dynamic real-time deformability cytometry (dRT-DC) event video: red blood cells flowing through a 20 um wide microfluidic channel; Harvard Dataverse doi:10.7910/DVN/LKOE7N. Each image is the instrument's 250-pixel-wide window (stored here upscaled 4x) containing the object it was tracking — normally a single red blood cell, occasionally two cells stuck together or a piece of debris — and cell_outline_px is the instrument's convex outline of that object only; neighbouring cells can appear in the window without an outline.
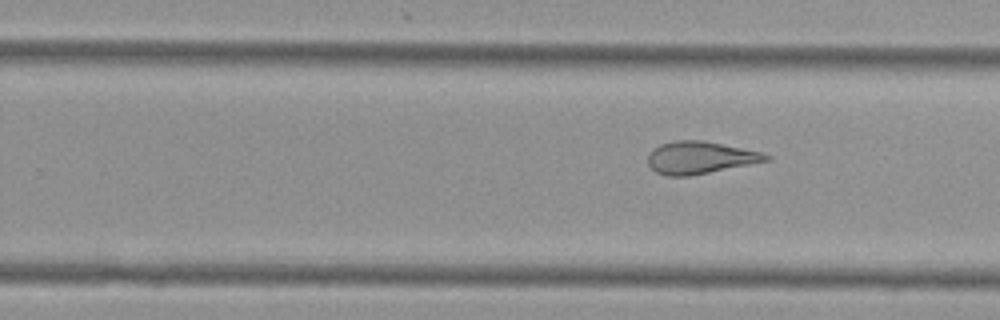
{"species": "Egyptian fruit bat (a non-hibernating species)", "species_latin": "Rousettus aegyptiacus", "temperature_condition": "cold", "stored_images_in_passage": 9, "segment_of_instrument_passage": [2, 2], "camera_frame_rate_fps": 3000, "um_per_image_px": 0.085, "animal": {"sex": "female"}, "frame": {"image": 1, "passage_image": 9, "time_ms": 2.667, "image_size_px": [1000, 320], "cell_outline_px": [[772, 160], [688, 176], [668, 176], [656, 172], [648, 164], [648, 152], [652, 148], [660, 144], [676, 140], [704, 140], [760, 152], [772, 156]], "centroid_in_image_um": [59.48, 13.39], "position_along_channel_um": 270.3, "area_um2": 22.25}}